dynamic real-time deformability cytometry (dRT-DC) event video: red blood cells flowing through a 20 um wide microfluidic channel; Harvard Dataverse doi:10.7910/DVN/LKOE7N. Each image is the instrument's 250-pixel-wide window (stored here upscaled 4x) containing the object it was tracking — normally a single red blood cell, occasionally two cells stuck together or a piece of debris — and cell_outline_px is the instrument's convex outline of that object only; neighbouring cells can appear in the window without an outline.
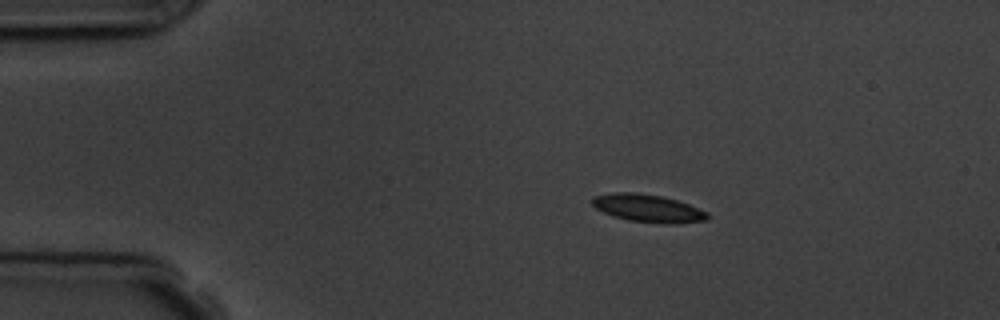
{"species": "common noctule bat (a hibernating species)", "species_latin": "Nyctalus noctula", "temperature_condition": "room temperature", "stored_images_in_passage": 5, "camera_frame_rate_fps": 3000, "um_per_image_px": 0.085, "animal": {"sex": "male", "body_mass_g": 19.5, "forearm_length_mm": 54.6}, "frame": {"image": 1, "passage_image": 2, "time_ms": 2.0, "image_size_px": [1000, 320], "cell_outline_px": [[712, 216], [708, 220], [676, 224], [664, 224], [628, 220], [612, 216], [596, 208], [592, 204], [592, 196], [612, 192], [636, 192], [660, 196], [676, 200], [688, 204], [708, 212]], "centroid_in_image_um": [55.1, 17.71], "position_along_channel_um": 29.9, "area_um2": 18.84}}
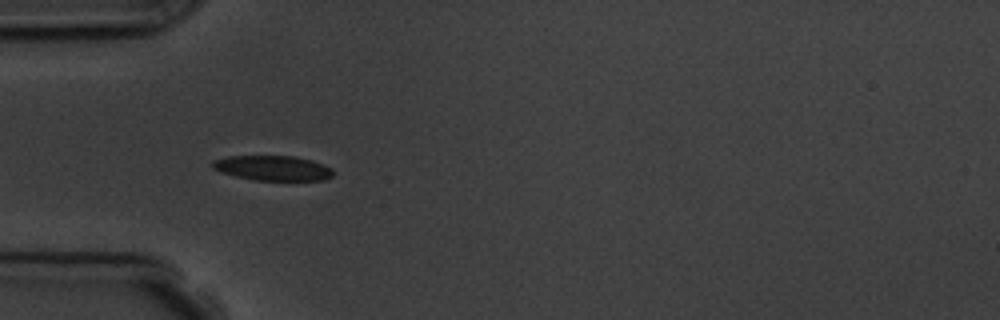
{"frame": {"image": 2, "passage_image": 4, "time_ms": 4.333, "image_size_px": [1000, 320], "cell_outline_px": [[332, 176], [324, 180], [252, 180], [220, 172], [212, 168], [212, 160], [228, 156], [292, 156], [312, 160], [332, 168]], "centroid_in_image_um": [23.16, 14.28], "position_along_channel_um": 61.8, "area_um2": 17.51}}